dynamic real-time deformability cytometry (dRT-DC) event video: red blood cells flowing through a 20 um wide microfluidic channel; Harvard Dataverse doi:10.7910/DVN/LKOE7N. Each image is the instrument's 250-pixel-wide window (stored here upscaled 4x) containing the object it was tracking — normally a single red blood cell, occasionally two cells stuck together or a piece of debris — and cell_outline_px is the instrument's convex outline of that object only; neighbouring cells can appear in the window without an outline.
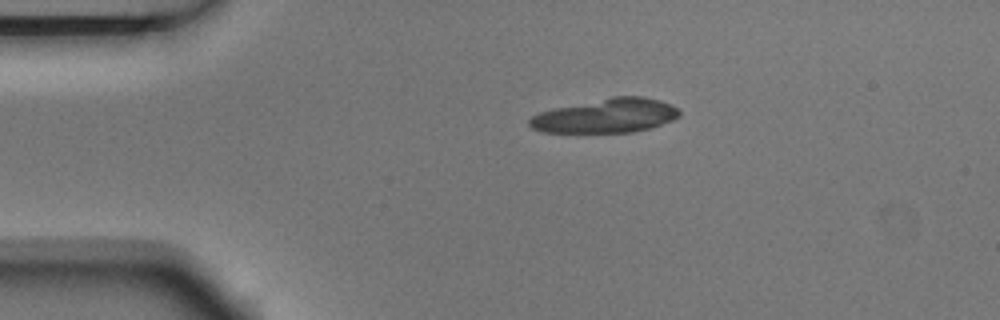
{"species": "Egyptian fruit bat (a non-hibernating species)", "species_latin": "Rousettus aegyptiacus", "temperature_condition": "room temperature", "stored_images_in_passage": 2, "camera_frame_rate_fps": 3000, "um_per_image_px": 0.085, "animal": {"sex": "male"}, "frame": {"image": 1, "passage_image": 1, "time_ms": 0.0, "image_size_px": [1000, 320], "cell_outline_px": [[680, 116], [672, 120], [648, 128], [632, 132], [544, 132], [532, 128], [528, 124], [528, 120], [532, 116], [540, 112], [552, 108], [612, 96], [644, 96], [660, 100], [672, 104], [680, 112]], "centroid_in_image_um": [51.49, 9.82], "position_along_channel_um": 33.5, "area_um2": 29.82}}